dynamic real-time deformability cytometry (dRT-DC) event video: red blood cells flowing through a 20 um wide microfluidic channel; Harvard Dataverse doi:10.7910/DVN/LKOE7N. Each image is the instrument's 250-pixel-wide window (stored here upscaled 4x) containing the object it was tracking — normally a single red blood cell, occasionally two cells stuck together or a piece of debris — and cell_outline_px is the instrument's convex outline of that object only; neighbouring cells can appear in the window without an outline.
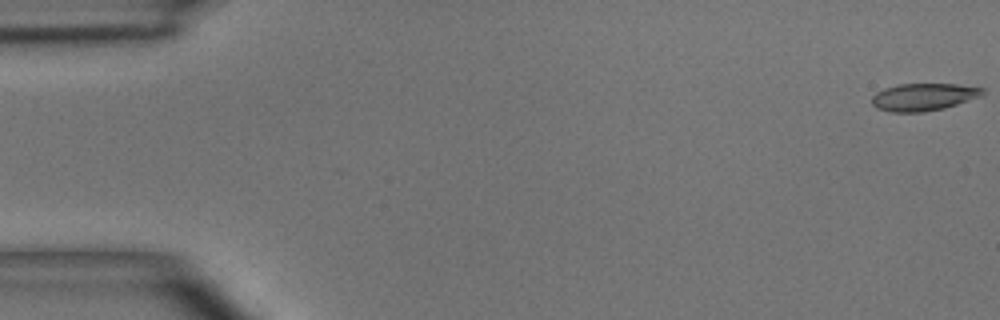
{"species": "common noctule bat (a hibernating species)", "species_latin": "Nyctalus noctula", "temperature_condition": "room temperature", "stored_images_in_passage": 6, "camera_frame_rate_fps": 3000, "um_per_image_px": 0.085, "animal": {"sex": "male", "body_mass_g": 15.6}, "frame": {"image": 1, "passage_image": 1, "time_ms": 0.0, "image_size_px": [1000, 320], "cell_outline_px": [[984, 96], [944, 108], [924, 112], [892, 112], [876, 108], [872, 104], [872, 96], [876, 92], [884, 88], [900, 84], [956, 84], [984, 88]], "centroid_in_image_um": [78.52, 8.24], "position_along_channel_um": 6.5, "area_um2": 17.8}}